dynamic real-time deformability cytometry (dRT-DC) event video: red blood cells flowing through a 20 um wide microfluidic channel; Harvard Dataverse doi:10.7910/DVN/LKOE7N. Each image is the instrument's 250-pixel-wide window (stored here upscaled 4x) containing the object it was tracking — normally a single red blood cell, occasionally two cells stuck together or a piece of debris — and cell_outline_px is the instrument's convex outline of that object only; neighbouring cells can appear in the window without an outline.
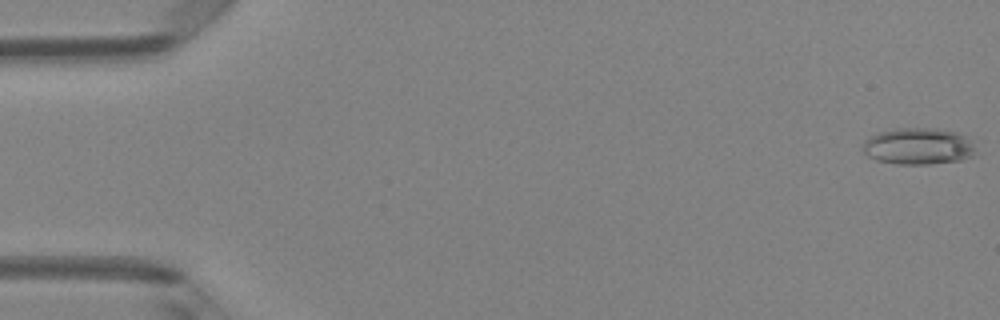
{"species": "Egyptian fruit bat (a non-hibernating species)", "species_latin": "Rousettus aegyptiacus", "temperature_condition": "room temperature", "stored_images_in_passage": 5, "camera_frame_rate_fps": 3000, "um_per_image_px": 0.085, "animal": {"sex": "female"}, "frame": {"image": 1, "passage_image": 1, "time_ms": 0.0, "image_size_px": [1000, 320], "cell_outline_px": [[972, 156], [960, 160], [928, 164], [896, 164], [876, 160], [868, 156], [864, 152], [864, 140], [868, 136], [880, 132], [896, 128], [932, 128], [956, 132], [972, 140]], "centroid_in_image_um": [78.01, 12.43], "position_along_channel_um": 7.0, "area_um2": 23.87}}
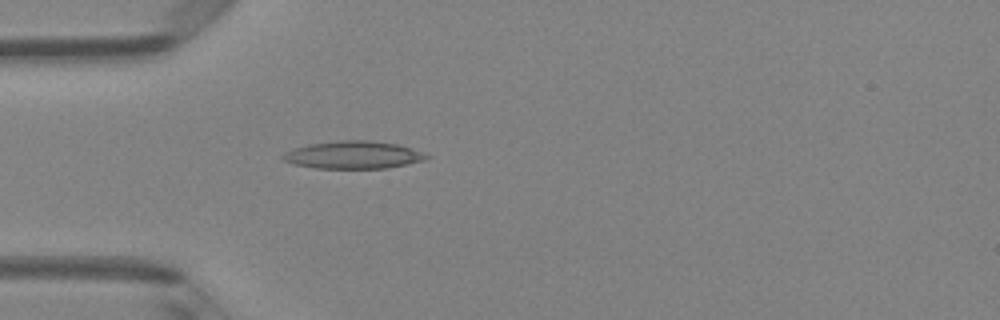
{"frame": {"image": 2, "passage_image": 5, "time_ms": 1.333, "image_size_px": [1000, 320], "cell_outline_px": [[432, 156], [424, 160], [388, 168], [316, 168], [292, 164], [284, 160], [280, 156], [284, 152], [308, 144], [340, 140], [368, 140], [396, 144], [412, 148]], "centroid_in_image_um": [30.02, 13.17], "position_along_channel_um": 55.0, "area_um2": 23.06}}